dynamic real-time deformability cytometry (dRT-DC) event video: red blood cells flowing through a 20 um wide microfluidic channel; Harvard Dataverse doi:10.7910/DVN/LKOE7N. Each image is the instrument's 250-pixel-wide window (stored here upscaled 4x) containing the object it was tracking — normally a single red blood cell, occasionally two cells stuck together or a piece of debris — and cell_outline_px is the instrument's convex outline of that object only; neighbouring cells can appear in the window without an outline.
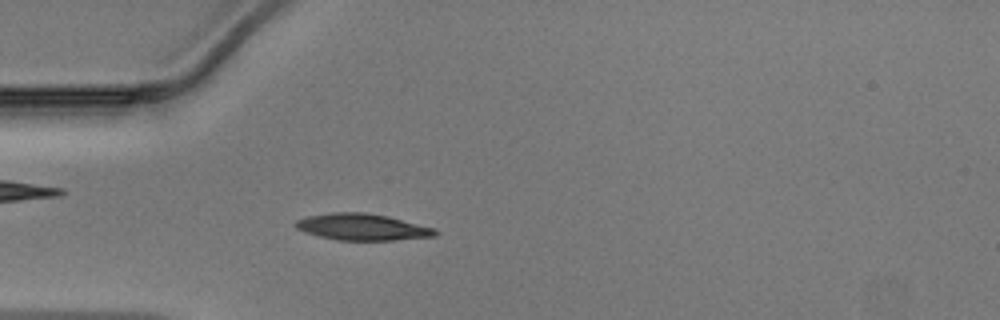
{"species": "Egyptian fruit bat (a non-hibernating species)", "species_latin": "Rousettus aegyptiacus", "temperature_condition": "warm", "stored_images_in_passage": 27, "camera_frame_rate_fps": 3000, "um_per_image_px": 0.085, "animal": {"sex": "male"}, "frame": {"image": 1, "passage_image": 13, "time_ms": 4.0, "image_size_px": [1000, 320], "cell_outline_px": [[436, 236], [392, 240], [340, 240], [320, 236], [296, 228], [292, 224], [296, 220], [308, 216], [332, 212], [364, 212], [388, 216], [436, 228]], "centroid_in_image_um": [30.8, 19.28], "position_along_channel_um": 54.2, "area_um2": 21.44}}
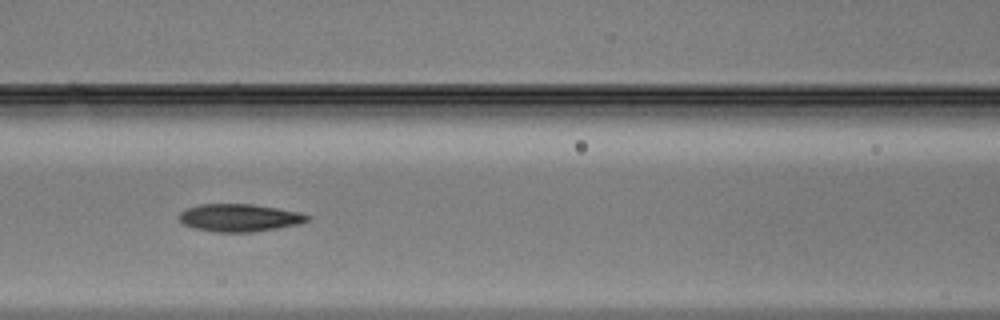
{"frame": {"image": 2, "passage_image": 20, "time_ms": 6.333, "image_size_px": [1000, 320], "cell_outline_px": [[308, 220], [296, 224], [276, 228], [252, 232], [216, 232], [196, 228], [184, 224], [180, 220], [180, 212], [188, 208], [200, 204], [252, 204], [276, 208], [296, 212], [308, 216]], "centroid_in_image_um": [20.3, 18.5], "position_along_channel_um": 146.3, "area_um2": 20.11}}
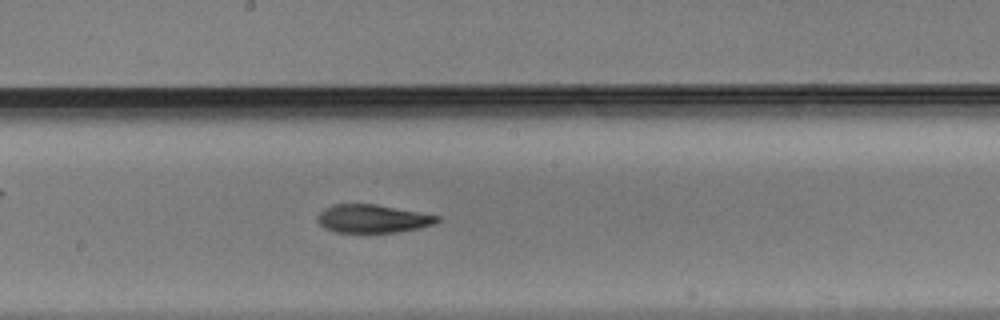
{"frame": {"image": 3, "passage_image": 25, "time_ms": 8.0, "image_size_px": [1000, 320], "cell_outline_px": [[440, 220], [432, 224], [420, 228], [396, 232], [336, 232], [324, 228], [320, 224], [320, 212], [324, 208], [332, 204], [376, 204], [440, 216]], "centroid_in_image_um": [31.69, 18.58], "position_along_channel_um": 216.5, "area_um2": 19.42}}